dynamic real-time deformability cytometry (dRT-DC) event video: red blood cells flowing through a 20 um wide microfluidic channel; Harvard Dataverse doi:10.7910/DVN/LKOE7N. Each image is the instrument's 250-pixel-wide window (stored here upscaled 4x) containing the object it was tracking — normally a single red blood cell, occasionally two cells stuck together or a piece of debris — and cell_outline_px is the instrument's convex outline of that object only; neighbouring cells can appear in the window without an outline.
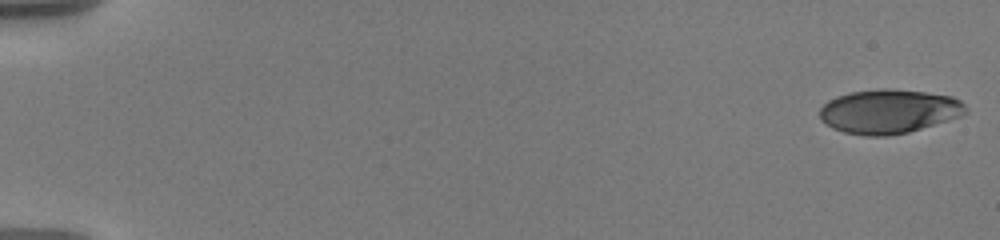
{"species": "human", "species_latin": "Homo sapiens", "temperature_condition": "warm", "stored_images_in_passage": 36, "camera_frame_rate_fps": 3000, "um_per_image_px": 0.085, "donor": {"sex": "male"}, "frame": {"image": 1, "passage_image": 1, "time_ms": 0.0, "image_size_px": [1000, 240], "cell_outline_px": [[968, 112], [960, 116], [908, 132], [888, 136], [864, 136], [844, 132], [832, 128], [820, 120], [820, 108], [828, 100], [836, 96], [852, 92], [884, 88], [888, 88], [924, 92], [952, 96], [960, 100], [968, 108]], "centroid_in_image_um": [75.54, 9.47], "position_along_channel_um": 9.5, "area_um2": 37.51}}
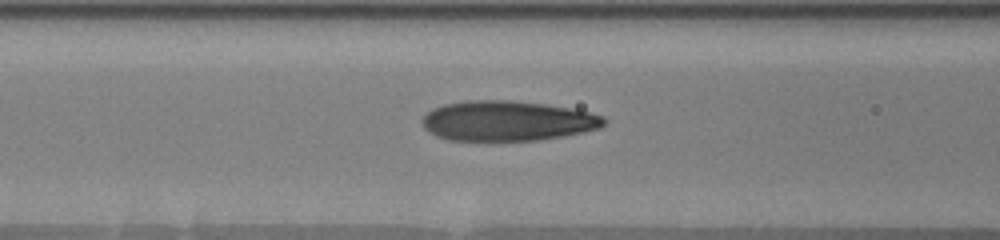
{"frame": {"image": 2, "passage_image": 16, "time_ms": 8.0, "image_size_px": [1000, 240], "cell_outline_px": [[608, 120], [600, 128], [584, 132], [564, 136], [536, 140], [448, 140], [436, 136], [428, 132], [424, 128], [420, 120], [432, 108], [444, 104], [468, 100], [508, 100], [544, 104], [568, 108], [588, 112], [604, 116]], "centroid_in_image_um": [43.1, 10.27], "position_along_channel_um": 123.5, "area_um2": 42.48}}
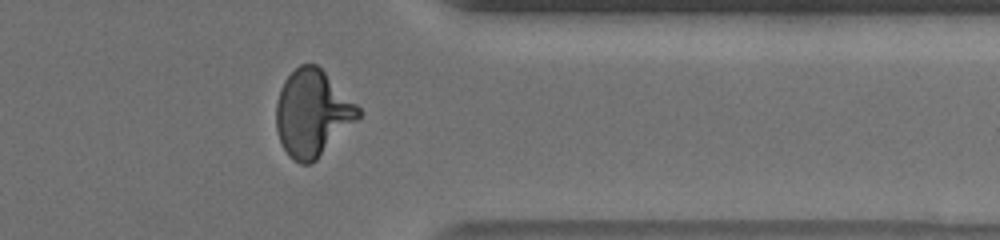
{"frame": {"image": 3, "passage_image": 30, "time_ms": 15.333, "image_size_px": [1000, 240], "cell_outline_px": [[364, 112], [312, 164], [300, 164], [292, 160], [288, 156], [280, 140], [276, 128], [276, 104], [280, 88], [284, 80], [300, 64], [316, 64]], "centroid_in_image_um": [26.52, 9.64], "position_along_channel_um": 384.9, "area_um2": 40.98}, "authors_computed_cell_mechanics": {"area_um2": 40.2577, "velocity_mm_per_s": 3.6382, "shape_relaxation_time_tau1_ms": 4.9699, "shape_relaxation_time_tau2_ms": 0.9648, "deformation_change_tau1": 0.2386, "deformation_change_tau2": 0.0804}}